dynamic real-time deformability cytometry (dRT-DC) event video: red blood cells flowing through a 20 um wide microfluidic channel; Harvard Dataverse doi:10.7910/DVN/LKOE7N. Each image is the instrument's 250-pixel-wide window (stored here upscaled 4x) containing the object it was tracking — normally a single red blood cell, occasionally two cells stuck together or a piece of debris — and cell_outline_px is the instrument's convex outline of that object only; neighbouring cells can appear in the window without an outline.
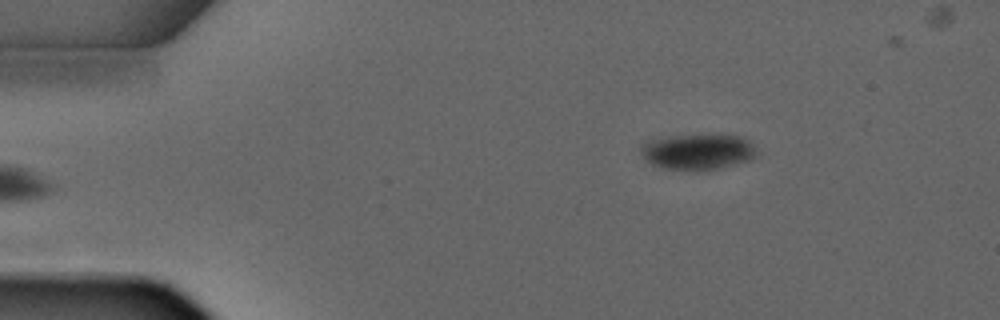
{"species": "common noctule bat (a hibernating species)", "species_latin": "Nyctalus noctula", "temperature_condition": "warm", "stored_images_in_passage": 5, "camera_frame_rate_fps": 3000, "um_per_image_px": 0.085, "animal": {"sex": "male", "forearm_length_mm": 52.5}, "frame": {"image": 1, "passage_image": 5, "time_ms": 5.0, "image_size_px": [1000, 320], "cell_outline_px": [[756, 156], [752, 160], [720, 168], [696, 172], [692, 172], [660, 168], [652, 164], [640, 152], [640, 144], [644, 140], [668, 136], [712, 132], [744, 136], [756, 148]], "centroid_in_image_um": [59.32, 12.87], "position_along_channel_um": 25.7, "area_um2": 25.61}}